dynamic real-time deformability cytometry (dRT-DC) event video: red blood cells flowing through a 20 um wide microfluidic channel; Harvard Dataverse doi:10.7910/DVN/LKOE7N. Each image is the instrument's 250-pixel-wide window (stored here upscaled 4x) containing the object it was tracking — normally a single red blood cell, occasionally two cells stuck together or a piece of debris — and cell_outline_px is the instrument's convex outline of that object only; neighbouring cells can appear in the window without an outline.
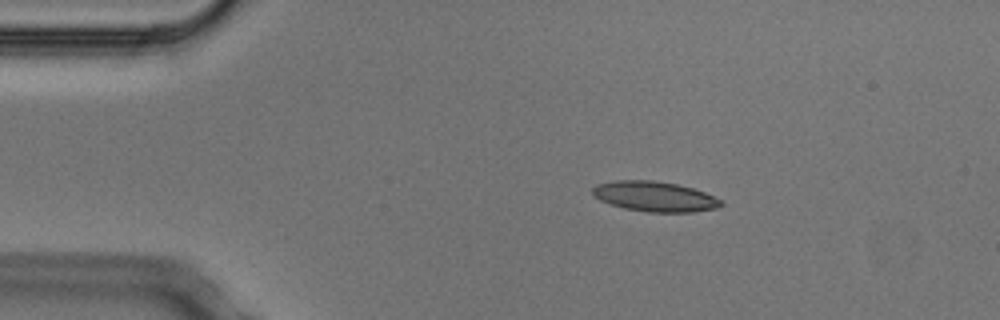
{"species": "Egyptian fruit bat (a non-hibernating species)", "species_latin": "Rousettus aegyptiacus", "temperature_condition": "cold", "stored_images_in_passage": 6, "camera_frame_rate_fps": 3000, "um_per_image_px": 0.085, "animal": {"sex": "male"}, "frame": {"image": 1, "passage_image": 2, "time_ms": 0.333, "image_size_px": [1000, 320], "cell_outline_px": [[724, 204], [716, 208], [692, 212], [648, 212], [624, 208], [600, 200], [592, 196], [592, 188], [596, 184], [616, 180], [652, 180], [676, 184], [692, 188], [704, 192], [724, 200]], "centroid_in_image_um": [55.65, 16.7], "position_along_channel_um": 29.4, "area_um2": 22.6}}
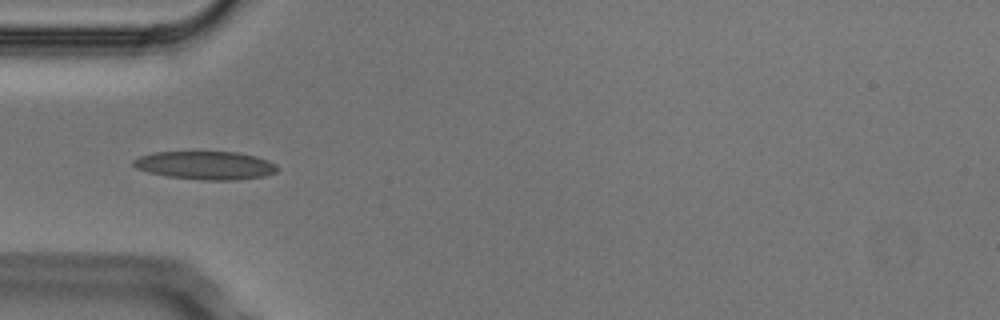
{"frame": {"image": 2, "passage_image": 4, "time_ms": 1.0, "image_size_px": [1000, 320], "cell_outline_px": [[280, 168], [276, 172], [264, 176], [236, 180], [204, 180], [168, 176], [148, 172], [136, 168], [132, 164], [132, 160], [140, 156], [156, 152], [236, 152], [256, 156], [268, 160], [276, 164]], "centroid_in_image_um": [17.5, 14.05], "position_along_channel_um": 67.5, "area_um2": 23.7}}
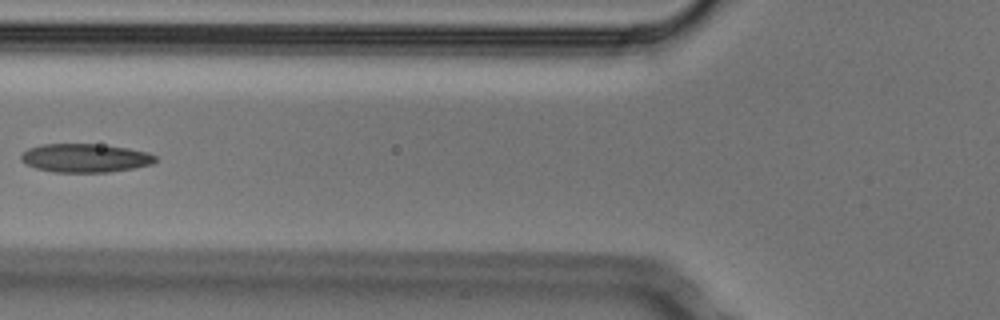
{"frame": {"image": 3, "passage_image": 5, "time_ms": 1.333, "image_size_px": [1000, 320], "cell_outline_px": [[156, 160], [152, 164], [132, 168], [108, 172], [52, 172], [36, 168], [24, 164], [20, 160], [20, 156], [28, 148], [40, 144], [96, 144], [128, 148], [148, 152], [156, 156]], "centroid_in_image_um": [7.2, 13.43], "position_along_channel_um": 118.6, "area_um2": 22.43}}